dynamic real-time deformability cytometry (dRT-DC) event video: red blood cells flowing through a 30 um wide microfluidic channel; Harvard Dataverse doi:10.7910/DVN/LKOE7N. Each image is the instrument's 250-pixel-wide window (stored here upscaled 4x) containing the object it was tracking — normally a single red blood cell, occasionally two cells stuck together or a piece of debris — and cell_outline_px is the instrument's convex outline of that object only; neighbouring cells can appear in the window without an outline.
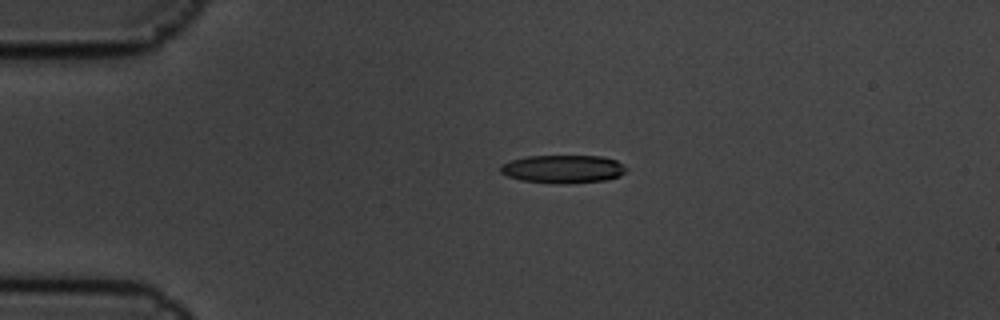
{"species": "common noctule bat (a hibernating species)", "species_latin": "Nyctalus noctula", "temperature_condition": "cold", "stored_images_in_passage": 3, "camera_frame_rate_fps": 3000, "um_per_image_px": 0.085, "animal": {"sex": "male", "body_mass_g": 19.5, "forearm_length_mm": 54.6}, "frame": {"image": 1, "passage_image": 2, "time_ms": 0.333, "image_size_px": [1000, 320], "cell_outline_px": [[628, 168], [620, 176], [604, 180], [568, 184], [560, 184], [520, 180], [508, 176], [500, 172], [500, 164], [512, 160], [528, 156], [600, 156], [616, 160]], "centroid_in_image_um": [47.85, 14.37], "position_along_channel_um": 37.2, "area_um2": 20.63}}